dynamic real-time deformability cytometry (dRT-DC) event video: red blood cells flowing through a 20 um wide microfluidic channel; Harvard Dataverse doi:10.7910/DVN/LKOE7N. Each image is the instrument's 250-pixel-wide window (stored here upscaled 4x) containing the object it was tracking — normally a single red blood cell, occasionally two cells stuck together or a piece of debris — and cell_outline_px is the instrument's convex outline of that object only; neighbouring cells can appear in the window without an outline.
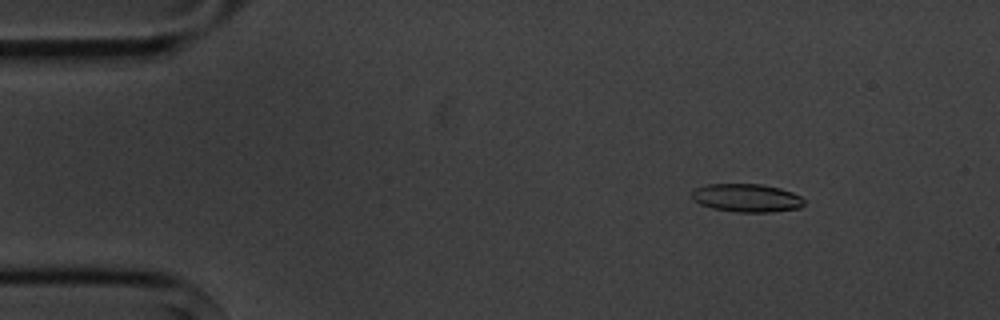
{"species": "common noctule bat (a hibernating species)", "species_latin": "Nyctalus noctula", "temperature_condition": "cold", "stored_images_in_passage": 9, "camera_frame_rate_fps": 3000, "um_per_image_px": 0.085, "animal": {"sex": "male", "body_mass_g": 20.1, "forearm_length_mm": 53.5}, "frame": {"image": 1, "passage_image": 2, "time_ms": 1.333, "image_size_px": [1000, 320], "cell_outline_px": [[804, 204], [800, 208], [772, 212], [736, 212], [712, 208], [700, 204], [692, 200], [692, 192], [696, 188], [708, 184], [760, 184], [780, 188], [792, 192], [800, 196], [804, 200]], "centroid_in_image_um": [63.47, 16.83], "position_along_channel_um": 21.5, "area_um2": 18.5}}
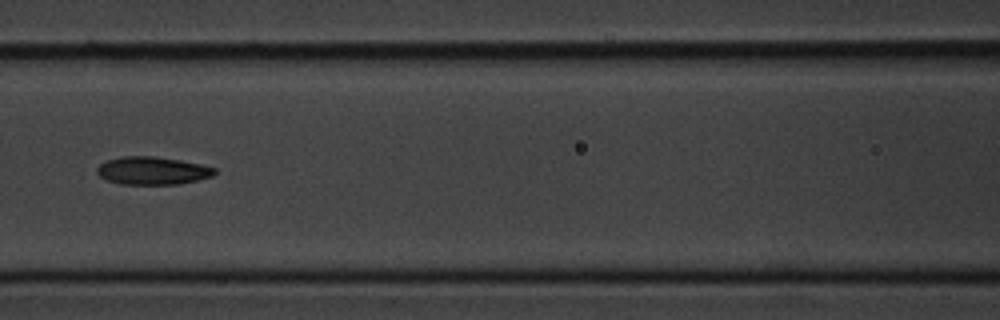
{"frame": {"image": 2, "passage_image": 7, "time_ms": 7.0, "image_size_px": [1000, 320], "cell_outline_px": [[216, 172], [212, 176], [196, 180], [176, 184], [120, 184], [108, 180], [100, 176], [96, 172], [96, 168], [100, 164], [108, 160], [120, 156], [156, 156], [180, 160], [200, 164], [216, 168]], "centroid_in_image_um": [12.94, 14.5], "position_along_channel_um": 153.7, "area_um2": 19.02}}
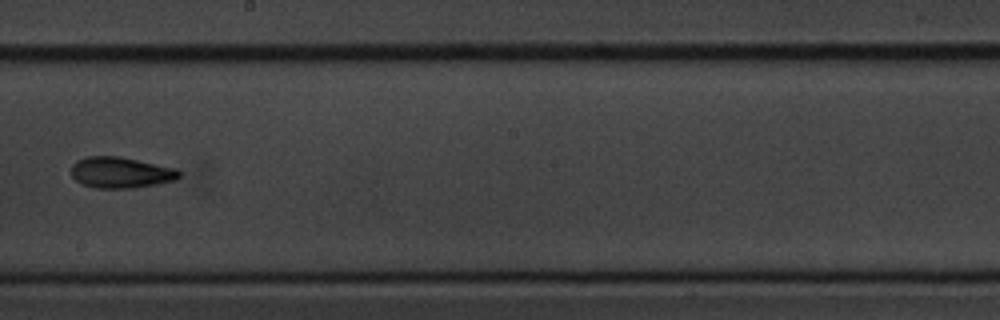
{"frame": {"image": 3, "passage_image": 9, "time_ms": 9.333, "image_size_px": [1000, 320], "cell_outline_px": [[180, 176], [176, 180], [156, 184], [132, 188], [92, 188], [80, 184], [72, 176], [72, 164], [76, 160], [88, 156], [120, 156], [176, 168], [180, 172]], "centroid_in_image_um": [10.24, 14.66], "position_along_channel_um": 238.0, "area_um2": 19.65}}